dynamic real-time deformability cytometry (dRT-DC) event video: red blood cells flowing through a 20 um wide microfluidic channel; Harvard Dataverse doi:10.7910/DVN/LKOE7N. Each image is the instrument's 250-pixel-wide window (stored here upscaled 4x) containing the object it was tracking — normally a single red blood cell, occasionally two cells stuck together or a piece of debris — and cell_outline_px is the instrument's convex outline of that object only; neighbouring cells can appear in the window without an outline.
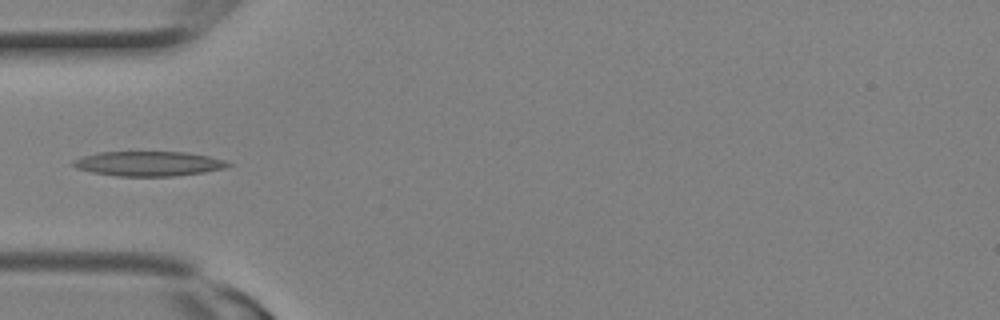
{"species": "Egyptian fruit bat (a non-hibernating species)", "species_latin": "Rousettus aegyptiacus", "temperature_condition": "room temperature", "stored_images_in_passage": 3, "camera_frame_rate_fps": 3000, "um_per_image_px": 0.085, "animal": {"sex": "female"}, "frame": {"image": 1, "passage_image": 3, "time_ms": 0.667, "image_size_px": [1000, 320], "cell_outline_px": [[232, 164], [224, 168], [204, 172], [172, 176], [116, 176], [92, 172], [76, 168], [72, 164], [72, 160], [96, 152], [188, 152], [208, 156], [224, 160]], "centroid_in_image_um": [12.6, 13.91], "position_along_channel_um": 72.4, "area_um2": 22.25}}